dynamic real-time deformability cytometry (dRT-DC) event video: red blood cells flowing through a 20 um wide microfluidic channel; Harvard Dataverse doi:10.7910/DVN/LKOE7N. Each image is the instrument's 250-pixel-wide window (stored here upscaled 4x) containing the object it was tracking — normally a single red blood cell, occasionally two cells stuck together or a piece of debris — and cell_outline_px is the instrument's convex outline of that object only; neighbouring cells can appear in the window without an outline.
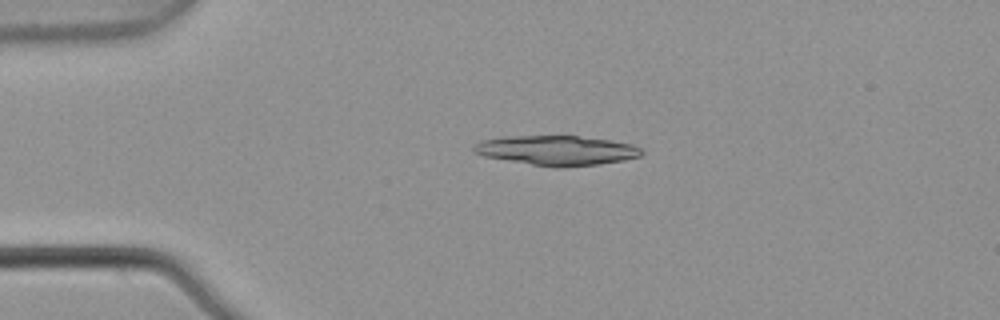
{"species": "common noctule bat (a hibernating species)", "species_latin": "Nyctalus noctula", "temperature_condition": "warm", "stored_images_in_passage": 2, "camera_frame_rate_fps": 3000, "um_per_image_px": 0.085, "animal": {"sex": "male", "body_mass_g": 21.5, "forearm_length_mm": 52.0}, "frame": {"image": 1, "passage_image": 1, "time_ms": 0.0, "image_size_px": [1000, 320], "cell_outline_px": [[644, 152], [640, 156], [624, 160], [600, 164], [560, 168], [532, 164], [484, 156], [476, 152], [472, 148], [472, 144], [480, 140], [504, 136], [576, 136], [612, 140], [632, 144], [640, 148]], "centroid_in_image_um": [47.33, 12.78], "position_along_channel_um": 37.7, "area_um2": 29.02}}